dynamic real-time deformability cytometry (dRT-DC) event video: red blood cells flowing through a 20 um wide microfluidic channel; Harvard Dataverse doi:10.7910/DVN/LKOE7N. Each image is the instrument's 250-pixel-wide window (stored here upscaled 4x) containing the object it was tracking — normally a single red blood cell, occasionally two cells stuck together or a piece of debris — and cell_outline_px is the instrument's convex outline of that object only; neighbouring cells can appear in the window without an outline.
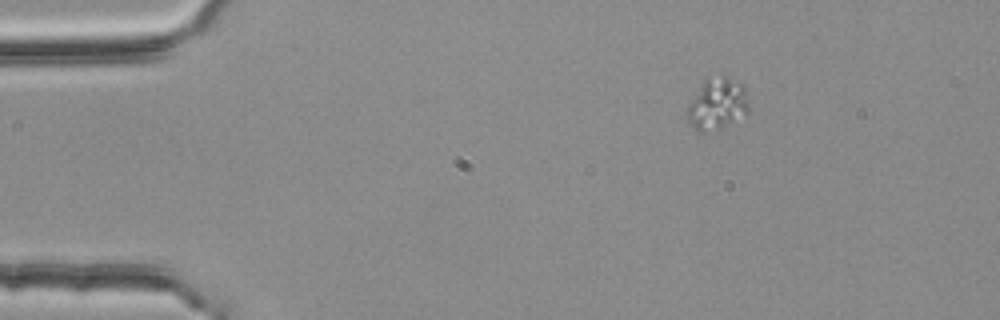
{"species": "common noctule bat (a hibernating species)", "species_latin": "Nyctalus noctula", "temperature_condition": "room temperature", "stored_images_in_passage": 2, "camera_frame_rate_fps": 3000, "um_per_image_px": 0.085, "animal": {"sex": "female", "body_mass_g": 25.1}, "frame": {"image": 1, "passage_image": 1, "time_ms": 0.0, "image_size_px": [1000, 320], "cell_outline_px": [[748, 112], [724, 124], [700, 128], [696, 128], [688, 120], [688, 108], [704, 76], [724, 72], [740, 80], [744, 84], [748, 104]], "centroid_in_image_um": [61.02, 8.59], "position_along_channel_um": 24.0, "area_um2": 17.98}}